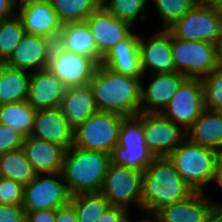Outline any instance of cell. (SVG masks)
I'll use <instances>...</instances> for the list:
<instances>
[{
	"instance_id": "cell-36",
	"label": "cell",
	"mask_w": 222,
	"mask_h": 222,
	"mask_svg": "<svg viewBox=\"0 0 222 222\" xmlns=\"http://www.w3.org/2000/svg\"><path fill=\"white\" fill-rule=\"evenodd\" d=\"M162 22V28L167 29L179 20L196 3V0H152Z\"/></svg>"
},
{
	"instance_id": "cell-40",
	"label": "cell",
	"mask_w": 222,
	"mask_h": 222,
	"mask_svg": "<svg viewBox=\"0 0 222 222\" xmlns=\"http://www.w3.org/2000/svg\"><path fill=\"white\" fill-rule=\"evenodd\" d=\"M0 222H26V212L22 205L0 204Z\"/></svg>"
},
{
	"instance_id": "cell-48",
	"label": "cell",
	"mask_w": 222,
	"mask_h": 222,
	"mask_svg": "<svg viewBox=\"0 0 222 222\" xmlns=\"http://www.w3.org/2000/svg\"><path fill=\"white\" fill-rule=\"evenodd\" d=\"M217 12V15L222 23V0H217L214 4H212Z\"/></svg>"
},
{
	"instance_id": "cell-47",
	"label": "cell",
	"mask_w": 222,
	"mask_h": 222,
	"mask_svg": "<svg viewBox=\"0 0 222 222\" xmlns=\"http://www.w3.org/2000/svg\"><path fill=\"white\" fill-rule=\"evenodd\" d=\"M205 222H222V209L215 208Z\"/></svg>"
},
{
	"instance_id": "cell-30",
	"label": "cell",
	"mask_w": 222,
	"mask_h": 222,
	"mask_svg": "<svg viewBox=\"0 0 222 222\" xmlns=\"http://www.w3.org/2000/svg\"><path fill=\"white\" fill-rule=\"evenodd\" d=\"M70 203L75 209L77 222H96L111 206L100 192L73 195Z\"/></svg>"
},
{
	"instance_id": "cell-7",
	"label": "cell",
	"mask_w": 222,
	"mask_h": 222,
	"mask_svg": "<svg viewBox=\"0 0 222 222\" xmlns=\"http://www.w3.org/2000/svg\"><path fill=\"white\" fill-rule=\"evenodd\" d=\"M167 30L177 39L219 43L222 23L213 5L196 3Z\"/></svg>"
},
{
	"instance_id": "cell-25",
	"label": "cell",
	"mask_w": 222,
	"mask_h": 222,
	"mask_svg": "<svg viewBox=\"0 0 222 222\" xmlns=\"http://www.w3.org/2000/svg\"><path fill=\"white\" fill-rule=\"evenodd\" d=\"M62 30L66 51L92 58L101 64L103 56L97 50L86 21L62 24Z\"/></svg>"
},
{
	"instance_id": "cell-46",
	"label": "cell",
	"mask_w": 222,
	"mask_h": 222,
	"mask_svg": "<svg viewBox=\"0 0 222 222\" xmlns=\"http://www.w3.org/2000/svg\"><path fill=\"white\" fill-rule=\"evenodd\" d=\"M14 8L17 6L20 7V9L24 7L31 6L33 4H43V3H49L51 0H11Z\"/></svg>"
},
{
	"instance_id": "cell-2",
	"label": "cell",
	"mask_w": 222,
	"mask_h": 222,
	"mask_svg": "<svg viewBox=\"0 0 222 222\" xmlns=\"http://www.w3.org/2000/svg\"><path fill=\"white\" fill-rule=\"evenodd\" d=\"M141 79L121 75L99 64L89 85L99 112L124 117L140 113Z\"/></svg>"
},
{
	"instance_id": "cell-12",
	"label": "cell",
	"mask_w": 222,
	"mask_h": 222,
	"mask_svg": "<svg viewBox=\"0 0 222 222\" xmlns=\"http://www.w3.org/2000/svg\"><path fill=\"white\" fill-rule=\"evenodd\" d=\"M147 77H150L147 78L150 79V83L146 87L141 79L140 112L142 113H162L186 78L178 72L151 73Z\"/></svg>"
},
{
	"instance_id": "cell-31",
	"label": "cell",
	"mask_w": 222,
	"mask_h": 222,
	"mask_svg": "<svg viewBox=\"0 0 222 222\" xmlns=\"http://www.w3.org/2000/svg\"><path fill=\"white\" fill-rule=\"evenodd\" d=\"M147 146H118L110 154L113 165L127 167L143 172L154 160Z\"/></svg>"
},
{
	"instance_id": "cell-38",
	"label": "cell",
	"mask_w": 222,
	"mask_h": 222,
	"mask_svg": "<svg viewBox=\"0 0 222 222\" xmlns=\"http://www.w3.org/2000/svg\"><path fill=\"white\" fill-rule=\"evenodd\" d=\"M44 39V48H45V57L48 63L60 54H62L65 49V41L63 38L62 27L54 31L48 32L43 36Z\"/></svg>"
},
{
	"instance_id": "cell-5",
	"label": "cell",
	"mask_w": 222,
	"mask_h": 222,
	"mask_svg": "<svg viewBox=\"0 0 222 222\" xmlns=\"http://www.w3.org/2000/svg\"><path fill=\"white\" fill-rule=\"evenodd\" d=\"M171 52L176 72L189 78H202L219 67L218 45L187 41L171 35Z\"/></svg>"
},
{
	"instance_id": "cell-9",
	"label": "cell",
	"mask_w": 222,
	"mask_h": 222,
	"mask_svg": "<svg viewBox=\"0 0 222 222\" xmlns=\"http://www.w3.org/2000/svg\"><path fill=\"white\" fill-rule=\"evenodd\" d=\"M142 172L109 164L100 193L110 205L129 209L131 204L142 211Z\"/></svg>"
},
{
	"instance_id": "cell-27",
	"label": "cell",
	"mask_w": 222,
	"mask_h": 222,
	"mask_svg": "<svg viewBox=\"0 0 222 222\" xmlns=\"http://www.w3.org/2000/svg\"><path fill=\"white\" fill-rule=\"evenodd\" d=\"M35 112L27 101L1 104L0 123L13 127L26 138L32 133Z\"/></svg>"
},
{
	"instance_id": "cell-15",
	"label": "cell",
	"mask_w": 222,
	"mask_h": 222,
	"mask_svg": "<svg viewBox=\"0 0 222 222\" xmlns=\"http://www.w3.org/2000/svg\"><path fill=\"white\" fill-rule=\"evenodd\" d=\"M205 192H194L185 200L165 205L150 218L153 222H205L215 209Z\"/></svg>"
},
{
	"instance_id": "cell-49",
	"label": "cell",
	"mask_w": 222,
	"mask_h": 222,
	"mask_svg": "<svg viewBox=\"0 0 222 222\" xmlns=\"http://www.w3.org/2000/svg\"><path fill=\"white\" fill-rule=\"evenodd\" d=\"M219 66L222 67V36L218 43Z\"/></svg>"
},
{
	"instance_id": "cell-11",
	"label": "cell",
	"mask_w": 222,
	"mask_h": 222,
	"mask_svg": "<svg viewBox=\"0 0 222 222\" xmlns=\"http://www.w3.org/2000/svg\"><path fill=\"white\" fill-rule=\"evenodd\" d=\"M144 139L154 157H167L186 138L187 132L161 113H143Z\"/></svg>"
},
{
	"instance_id": "cell-6",
	"label": "cell",
	"mask_w": 222,
	"mask_h": 222,
	"mask_svg": "<svg viewBox=\"0 0 222 222\" xmlns=\"http://www.w3.org/2000/svg\"><path fill=\"white\" fill-rule=\"evenodd\" d=\"M124 118L117 113L98 111L74 129L73 146L111 154L118 144L119 129Z\"/></svg>"
},
{
	"instance_id": "cell-29",
	"label": "cell",
	"mask_w": 222,
	"mask_h": 222,
	"mask_svg": "<svg viewBox=\"0 0 222 222\" xmlns=\"http://www.w3.org/2000/svg\"><path fill=\"white\" fill-rule=\"evenodd\" d=\"M54 12L62 24L86 21L102 7V0H51Z\"/></svg>"
},
{
	"instance_id": "cell-28",
	"label": "cell",
	"mask_w": 222,
	"mask_h": 222,
	"mask_svg": "<svg viewBox=\"0 0 222 222\" xmlns=\"http://www.w3.org/2000/svg\"><path fill=\"white\" fill-rule=\"evenodd\" d=\"M35 175L22 147L0 156V177L26 185L34 179Z\"/></svg>"
},
{
	"instance_id": "cell-3",
	"label": "cell",
	"mask_w": 222,
	"mask_h": 222,
	"mask_svg": "<svg viewBox=\"0 0 222 222\" xmlns=\"http://www.w3.org/2000/svg\"><path fill=\"white\" fill-rule=\"evenodd\" d=\"M110 154L72 146L64 153L61 174L71 195L100 192Z\"/></svg>"
},
{
	"instance_id": "cell-41",
	"label": "cell",
	"mask_w": 222,
	"mask_h": 222,
	"mask_svg": "<svg viewBox=\"0 0 222 222\" xmlns=\"http://www.w3.org/2000/svg\"><path fill=\"white\" fill-rule=\"evenodd\" d=\"M128 210L119 206H110L96 222H126L129 218Z\"/></svg>"
},
{
	"instance_id": "cell-4",
	"label": "cell",
	"mask_w": 222,
	"mask_h": 222,
	"mask_svg": "<svg viewBox=\"0 0 222 222\" xmlns=\"http://www.w3.org/2000/svg\"><path fill=\"white\" fill-rule=\"evenodd\" d=\"M218 155L217 151L186 138L167 157L194 192H204V187L213 180Z\"/></svg>"
},
{
	"instance_id": "cell-52",
	"label": "cell",
	"mask_w": 222,
	"mask_h": 222,
	"mask_svg": "<svg viewBox=\"0 0 222 222\" xmlns=\"http://www.w3.org/2000/svg\"><path fill=\"white\" fill-rule=\"evenodd\" d=\"M6 64L3 61H0V76L2 74V70Z\"/></svg>"
},
{
	"instance_id": "cell-20",
	"label": "cell",
	"mask_w": 222,
	"mask_h": 222,
	"mask_svg": "<svg viewBox=\"0 0 222 222\" xmlns=\"http://www.w3.org/2000/svg\"><path fill=\"white\" fill-rule=\"evenodd\" d=\"M22 149L36 174L61 172L65 150L32 136L24 138Z\"/></svg>"
},
{
	"instance_id": "cell-13",
	"label": "cell",
	"mask_w": 222,
	"mask_h": 222,
	"mask_svg": "<svg viewBox=\"0 0 222 222\" xmlns=\"http://www.w3.org/2000/svg\"><path fill=\"white\" fill-rule=\"evenodd\" d=\"M98 65L92 58L64 51L57 58L50 61L47 68L65 88H69L88 85Z\"/></svg>"
},
{
	"instance_id": "cell-16",
	"label": "cell",
	"mask_w": 222,
	"mask_h": 222,
	"mask_svg": "<svg viewBox=\"0 0 222 222\" xmlns=\"http://www.w3.org/2000/svg\"><path fill=\"white\" fill-rule=\"evenodd\" d=\"M30 136L54 143L67 151L74 143V128L68 123L59 107L40 109L35 112Z\"/></svg>"
},
{
	"instance_id": "cell-42",
	"label": "cell",
	"mask_w": 222,
	"mask_h": 222,
	"mask_svg": "<svg viewBox=\"0 0 222 222\" xmlns=\"http://www.w3.org/2000/svg\"><path fill=\"white\" fill-rule=\"evenodd\" d=\"M26 222H55V210H38L26 212Z\"/></svg>"
},
{
	"instance_id": "cell-39",
	"label": "cell",
	"mask_w": 222,
	"mask_h": 222,
	"mask_svg": "<svg viewBox=\"0 0 222 222\" xmlns=\"http://www.w3.org/2000/svg\"><path fill=\"white\" fill-rule=\"evenodd\" d=\"M24 137L13 127L0 123V156L11 150L21 148Z\"/></svg>"
},
{
	"instance_id": "cell-45",
	"label": "cell",
	"mask_w": 222,
	"mask_h": 222,
	"mask_svg": "<svg viewBox=\"0 0 222 222\" xmlns=\"http://www.w3.org/2000/svg\"><path fill=\"white\" fill-rule=\"evenodd\" d=\"M11 0H0V21L11 18L17 13Z\"/></svg>"
},
{
	"instance_id": "cell-8",
	"label": "cell",
	"mask_w": 222,
	"mask_h": 222,
	"mask_svg": "<svg viewBox=\"0 0 222 222\" xmlns=\"http://www.w3.org/2000/svg\"><path fill=\"white\" fill-rule=\"evenodd\" d=\"M44 175L36 174L33 180L24 185L22 208L25 212L56 210L70 203L72 195L61 172Z\"/></svg>"
},
{
	"instance_id": "cell-18",
	"label": "cell",
	"mask_w": 222,
	"mask_h": 222,
	"mask_svg": "<svg viewBox=\"0 0 222 222\" xmlns=\"http://www.w3.org/2000/svg\"><path fill=\"white\" fill-rule=\"evenodd\" d=\"M101 64L124 76L144 78L139 55V35L131 33L103 56Z\"/></svg>"
},
{
	"instance_id": "cell-34",
	"label": "cell",
	"mask_w": 222,
	"mask_h": 222,
	"mask_svg": "<svg viewBox=\"0 0 222 222\" xmlns=\"http://www.w3.org/2000/svg\"><path fill=\"white\" fill-rule=\"evenodd\" d=\"M204 107L210 111L222 110V67L201 78Z\"/></svg>"
},
{
	"instance_id": "cell-37",
	"label": "cell",
	"mask_w": 222,
	"mask_h": 222,
	"mask_svg": "<svg viewBox=\"0 0 222 222\" xmlns=\"http://www.w3.org/2000/svg\"><path fill=\"white\" fill-rule=\"evenodd\" d=\"M24 185L15 180L0 177V204L22 205Z\"/></svg>"
},
{
	"instance_id": "cell-19",
	"label": "cell",
	"mask_w": 222,
	"mask_h": 222,
	"mask_svg": "<svg viewBox=\"0 0 222 222\" xmlns=\"http://www.w3.org/2000/svg\"><path fill=\"white\" fill-rule=\"evenodd\" d=\"M65 87L48 69L31 73L27 102L35 109H54L60 106Z\"/></svg>"
},
{
	"instance_id": "cell-23",
	"label": "cell",
	"mask_w": 222,
	"mask_h": 222,
	"mask_svg": "<svg viewBox=\"0 0 222 222\" xmlns=\"http://www.w3.org/2000/svg\"><path fill=\"white\" fill-rule=\"evenodd\" d=\"M187 138L222 153V112L204 110L186 131Z\"/></svg>"
},
{
	"instance_id": "cell-32",
	"label": "cell",
	"mask_w": 222,
	"mask_h": 222,
	"mask_svg": "<svg viewBox=\"0 0 222 222\" xmlns=\"http://www.w3.org/2000/svg\"><path fill=\"white\" fill-rule=\"evenodd\" d=\"M149 0H102V7L111 15L130 24H133L139 20H147V15H141L142 11L145 10L144 7ZM136 20V22H135Z\"/></svg>"
},
{
	"instance_id": "cell-14",
	"label": "cell",
	"mask_w": 222,
	"mask_h": 222,
	"mask_svg": "<svg viewBox=\"0 0 222 222\" xmlns=\"http://www.w3.org/2000/svg\"><path fill=\"white\" fill-rule=\"evenodd\" d=\"M149 40L139 37V55L143 75L153 73L176 72L171 52V33L162 29ZM148 70V71H147Z\"/></svg>"
},
{
	"instance_id": "cell-43",
	"label": "cell",
	"mask_w": 222,
	"mask_h": 222,
	"mask_svg": "<svg viewBox=\"0 0 222 222\" xmlns=\"http://www.w3.org/2000/svg\"><path fill=\"white\" fill-rule=\"evenodd\" d=\"M55 222H77L75 209L71 203L55 210Z\"/></svg>"
},
{
	"instance_id": "cell-50",
	"label": "cell",
	"mask_w": 222,
	"mask_h": 222,
	"mask_svg": "<svg viewBox=\"0 0 222 222\" xmlns=\"http://www.w3.org/2000/svg\"><path fill=\"white\" fill-rule=\"evenodd\" d=\"M197 3H200V4H209V5H212L214 4L217 0H196Z\"/></svg>"
},
{
	"instance_id": "cell-22",
	"label": "cell",
	"mask_w": 222,
	"mask_h": 222,
	"mask_svg": "<svg viewBox=\"0 0 222 222\" xmlns=\"http://www.w3.org/2000/svg\"><path fill=\"white\" fill-rule=\"evenodd\" d=\"M4 63L30 73L47 68L43 36L25 33Z\"/></svg>"
},
{
	"instance_id": "cell-17",
	"label": "cell",
	"mask_w": 222,
	"mask_h": 222,
	"mask_svg": "<svg viewBox=\"0 0 222 222\" xmlns=\"http://www.w3.org/2000/svg\"><path fill=\"white\" fill-rule=\"evenodd\" d=\"M86 23L102 56L133 32L130 24L117 19L103 7L90 14Z\"/></svg>"
},
{
	"instance_id": "cell-26",
	"label": "cell",
	"mask_w": 222,
	"mask_h": 222,
	"mask_svg": "<svg viewBox=\"0 0 222 222\" xmlns=\"http://www.w3.org/2000/svg\"><path fill=\"white\" fill-rule=\"evenodd\" d=\"M31 73L4 66L0 76V105L26 101Z\"/></svg>"
},
{
	"instance_id": "cell-10",
	"label": "cell",
	"mask_w": 222,
	"mask_h": 222,
	"mask_svg": "<svg viewBox=\"0 0 222 222\" xmlns=\"http://www.w3.org/2000/svg\"><path fill=\"white\" fill-rule=\"evenodd\" d=\"M204 110L201 78L186 77L161 114L187 131Z\"/></svg>"
},
{
	"instance_id": "cell-1",
	"label": "cell",
	"mask_w": 222,
	"mask_h": 222,
	"mask_svg": "<svg viewBox=\"0 0 222 222\" xmlns=\"http://www.w3.org/2000/svg\"><path fill=\"white\" fill-rule=\"evenodd\" d=\"M193 193L168 157H155L142 172V213L148 217L161 207L185 200Z\"/></svg>"
},
{
	"instance_id": "cell-33",
	"label": "cell",
	"mask_w": 222,
	"mask_h": 222,
	"mask_svg": "<svg viewBox=\"0 0 222 222\" xmlns=\"http://www.w3.org/2000/svg\"><path fill=\"white\" fill-rule=\"evenodd\" d=\"M25 34L21 18L15 16L0 21V61L5 62Z\"/></svg>"
},
{
	"instance_id": "cell-51",
	"label": "cell",
	"mask_w": 222,
	"mask_h": 222,
	"mask_svg": "<svg viewBox=\"0 0 222 222\" xmlns=\"http://www.w3.org/2000/svg\"><path fill=\"white\" fill-rule=\"evenodd\" d=\"M126 222H152V221L150 217H147L144 220H140V221H132L131 219H128Z\"/></svg>"
},
{
	"instance_id": "cell-24",
	"label": "cell",
	"mask_w": 222,
	"mask_h": 222,
	"mask_svg": "<svg viewBox=\"0 0 222 222\" xmlns=\"http://www.w3.org/2000/svg\"><path fill=\"white\" fill-rule=\"evenodd\" d=\"M17 15L21 18L24 32L27 34L44 36L62 27L51 2L24 7L17 12Z\"/></svg>"
},
{
	"instance_id": "cell-21",
	"label": "cell",
	"mask_w": 222,
	"mask_h": 222,
	"mask_svg": "<svg viewBox=\"0 0 222 222\" xmlns=\"http://www.w3.org/2000/svg\"><path fill=\"white\" fill-rule=\"evenodd\" d=\"M59 108L74 129L98 112L89 84L65 88Z\"/></svg>"
},
{
	"instance_id": "cell-44",
	"label": "cell",
	"mask_w": 222,
	"mask_h": 222,
	"mask_svg": "<svg viewBox=\"0 0 222 222\" xmlns=\"http://www.w3.org/2000/svg\"><path fill=\"white\" fill-rule=\"evenodd\" d=\"M212 182L218 184L222 189V153H219L217 157ZM212 202L214 203L215 208L222 209V203Z\"/></svg>"
},
{
	"instance_id": "cell-35",
	"label": "cell",
	"mask_w": 222,
	"mask_h": 222,
	"mask_svg": "<svg viewBox=\"0 0 222 222\" xmlns=\"http://www.w3.org/2000/svg\"><path fill=\"white\" fill-rule=\"evenodd\" d=\"M118 146H147L144 139L143 113L125 117L120 125Z\"/></svg>"
}]
</instances>
